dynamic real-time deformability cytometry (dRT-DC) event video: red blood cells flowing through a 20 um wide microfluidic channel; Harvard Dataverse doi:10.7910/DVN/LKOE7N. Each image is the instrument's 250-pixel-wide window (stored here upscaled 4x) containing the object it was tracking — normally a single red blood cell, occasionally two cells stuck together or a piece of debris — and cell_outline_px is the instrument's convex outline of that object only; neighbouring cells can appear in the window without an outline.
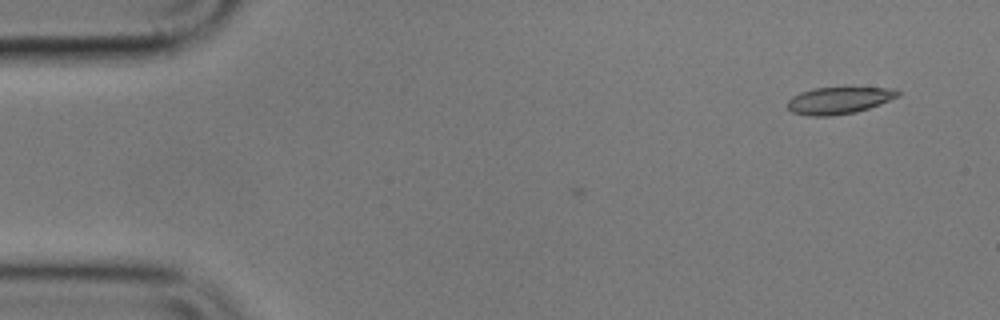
{"species": "common noctule bat (a hibernating species)", "species_latin": "Nyctalus noctula", "temperature_condition": "cold", "stored_images_in_passage": 3, "camera_frame_rate_fps": 3000, "um_per_image_px": 0.085, "animal": {"sex": "male", "body_mass_g": 17.9}, "frame": {"image": 1, "passage_image": 3, "time_ms": 0.667, "image_size_px": [1000, 320], "cell_outline_px": [[900, 96], [880, 104], [856, 112], [832, 116], [808, 116], [792, 112], [788, 108], [788, 100], [792, 96], [800, 92], [816, 88], [896, 88], [900, 92]], "centroid_in_image_um": [71.31, 8.54], "position_along_channel_um": 13.7, "area_um2": 17.28}}